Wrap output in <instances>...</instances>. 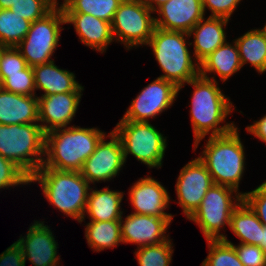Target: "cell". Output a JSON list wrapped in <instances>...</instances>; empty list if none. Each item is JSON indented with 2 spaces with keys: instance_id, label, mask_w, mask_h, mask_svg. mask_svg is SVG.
Listing matches in <instances>:
<instances>
[{
  "instance_id": "29",
  "label": "cell",
  "mask_w": 266,
  "mask_h": 266,
  "mask_svg": "<svg viewBox=\"0 0 266 266\" xmlns=\"http://www.w3.org/2000/svg\"><path fill=\"white\" fill-rule=\"evenodd\" d=\"M31 23L11 9H0V42L5 47H16L26 36Z\"/></svg>"
},
{
  "instance_id": "30",
  "label": "cell",
  "mask_w": 266,
  "mask_h": 266,
  "mask_svg": "<svg viewBox=\"0 0 266 266\" xmlns=\"http://www.w3.org/2000/svg\"><path fill=\"white\" fill-rule=\"evenodd\" d=\"M172 239L157 245L137 248L134 252L139 266H170L173 254Z\"/></svg>"
},
{
  "instance_id": "10",
  "label": "cell",
  "mask_w": 266,
  "mask_h": 266,
  "mask_svg": "<svg viewBox=\"0 0 266 266\" xmlns=\"http://www.w3.org/2000/svg\"><path fill=\"white\" fill-rule=\"evenodd\" d=\"M144 3L121 2L111 23L114 41L127 50L146 45L155 29V17Z\"/></svg>"
},
{
  "instance_id": "37",
  "label": "cell",
  "mask_w": 266,
  "mask_h": 266,
  "mask_svg": "<svg viewBox=\"0 0 266 266\" xmlns=\"http://www.w3.org/2000/svg\"><path fill=\"white\" fill-rule=\"evenodd\" d=\"M225 242L234 246L240 261L244 266H266V252H264L259 246L240 243L234 245L227 238Z\"/></svg>"
},
{
  "instance_id": "38",
  "label": "cell",
  "mask_w": 266,
  "mask_h": 266,
  "mask_svg": "<svg viewBox=\"0 0 266 266\" xmlns=\"http://www.w3.org/2000/svg\"><path fill=\"white\" fill-rule=\"evenodd\" d=\"M240 2L241 0H202L204 13L207 8L211 11L210 17H221L228 20Z\"/></svg>"
},
{
  "instance_id": "18",
  "label": "cell",
  "mask_w": 266,
  "mask_h": 266,
  "mask_svg": "<svg viewBox=\"0 0 266 266\" xmlns=\"http://www.w3.org/2000/svg\"><path fill=\"white\" fill-rule=\"evenodd\" d=\"M129 199L135 214L174 217L165 212L170 196L165 187L152 177L141 178L129 189Z\"/></svg>"
},
{
  "instance_id": "36",
  "label": "cell",
  "mask_w": 266,
  "mask_h": 266,
  "mask_svg": "<svg viewBox=\"0 0 266 266\" xmlns=\"http://www.w3.org/2000/svg\"><path fill=\"white\" fill-rule=\"evenodd\" d=\"M243 201L251 208L266 227V180L250 192H245Z\"/></svg>"
},
{
  "instance_id": "34",
  "label": "cell",
  "mask_w": 266,
  "mask_h": 266,
  "mask_svg": "<svg viewBox=\"0 0 266 266\" xmlns=\"http://www.w3.org/2000/svg\"><path fill=\"white\" fill-rule=\"evenodd\" d=\"M29 183L30 177L20 167L0 155V189Z\"/></svg>"
},
{
  "instance_id": "2",
  "label": "cell",
  "mask_w": 266,
  "mask_h": 266,
  "mask_svg": "<svg viewBox=\"0 0 266 266\" xmlns=\"http://www.w3.org/2000/svg\"><path fill=\"white\" fill-rule=\"evenodd\" d=\"M105 132L97 128L68 126L45 133L44 161L41 168L80 171Z\"/></svg>"
},
{
  "instance_id": "47",
  "label": "cell",
  "mask_w": 266,
  "mask_h": 266,
  "mask_svg": "<svg viewBox=\"0 0 266 266\" xmlns=\"http://www.w3.org/2000/svg\"><path fill=\"white\" fill-rule=\"evenodd\" d=\"M56 5H59V2L57 0H52Z\"/></svg>"
},
{
  "instance_id": "16",
  "label": "cell",
  "mask_w": 266,
  "mask_h": 266,
  "mask_svg": "<svg viewBox=\"0 0 266 266\" xmlns=\"http://www.w3.org/2000/svg\"><path fill=\"white\" fill-rule=\"evenodd\" d=\"M82 95V92H66L39 96L38 118L43 131L67 127L74 119Z\"/></svg>"
},
{
  "instance_id": "21",
  "label": "cell",
  "mask_w": 266,
  "mask_h": 266,
  "mask_svg": "<svg viewBox=\"0 0 266 266\" xmlns=\"http://www.w3.org/2000/svg\"><path fill=\"white\" fill-rule=\"evenodd\" d=\"M39 123L37 95H19L0 89V124Z\"/></svg>"
},
{
  "instance_id": "44",
  "label": "cell",
  "mask_w": 266,
  "mask_h": 266,
  "mask_svg": "<svg viewBox=\"0 0 266 266\" xmlns=\"http://www.w3.org/2000/svg\"><path fill=\"white\" fill-rule=\"evenodd\" d=\"M121 2H138V3H144L145 0H120Z\"/></svg>"
},
{
  "instance_id": "8",
  "label": "cell",
  "mask_w": 266,
  "mask_h": 266,
  "mask_svg": "<svg viewBox=\"0 0 266 266\" xmlns=\"http://www.w3.org/2000/svg\"><path fill=\"white\" fill-rule=\"evenodd\" d=\"M113 130L121 139L125 163L130 154L149 168L162 167L167 138L149 121L120 120Z\"/></svg>"
},
{
  "instance_id": "13",
  "label": "cell",
  "mask_w": 266,
  "mask_h": 266,
  "mask_svg": "<svg viewBox=\"0 0 266 266\" xmlns=\"http://www.w3.org/2000/svg\"><path fill=\"white\" fill-rule=\"evenodd\" d=\"M214 184L205 164L197 157L180 170L176 182L178 204L187 219L200 206L202 199Z\"/></svg>"
},
{
  "instance_id": "5",
  "label": "cell",
  "mask_w": 266,
  "mask_h": 266,
  "mask_svg": "<svg viewBox=\"0 0 266 266\" xmlns=\"http://www.w3.org/2000/svg\"><path fill=\"white\" fill-rule=\"evenodd\" d=\"M201 153L198 158L205 164L214 184L238 192L246 159L238 127L223 135L209 136Z\"/></svg>"
},
{
  "instance_id": "7",
  "label": "cell",
  "mask_w": 266,
  "mask_h": 266,
  "mask_svg": "<svg viewBox=\"0 0 266 266\" xmlns=\"http://www.w3.org/2000/svg\"><path fill=\"white\" fill-rule=\"evenodd\" d=\"M243 195L233 188L213 184L188 219L199 226L206 241L224 240L227 235L220 231L226 225L230 227L232 212L243 201Z\"/></svg>"
},
{
  "instance_id": "1",
  "label": "cell",
  "mask_w": 266,
  "mask_h": 266,
  "mask_svg": "<svg viewBox=\"0 0 266 266\" xmlns=\"http://www.w3.org/2000/svg\"><path fill=\"white\" fill-rule=\"evenodd\" d=\"M187 84L194 87L190 114L194 134L193 145L196 150L207 134L223 135L236 127L233 122L219 126L233 111L234 105L230 98L223 94L214 76L205 78L198 75Z\"/></svg>"
},
{
  "instance_id": "45",
  "label": "cell",
  "mask_w": 266,
  "mask_h": 266,
  "mask_svg": "<svg viewBox=\"0 0 266 266\" xmlns=\"http://www.w3.org/2000/svg\"><path fill=\"white\" fill-rule=\"evenodd\" d=\"M5 49V46L0 42V55H1V52Z\"/></svg>"
},
{
  "instance_id": "42",
  "label": "cell",
  "mask_w": 266,
  "mask_h": 266,
  "mask_svg": "<svg viewBox=\"0 0 266 266\" xmlns=\"http://www.w3.org/2000/svg\"><path fill=\"white\" fill-rule=\"evenodd\" d=\"M259 247L266 252V227H262V236H261V243Z\"/></svg>"
},
{
  "instance_id": "24",
  "label": "cell",
  "mask_w": 266,
  "mask_h": 266,
  "mask_svg": "<svg viewBox=\"0 0 266 266\" xmlns=\"http://www.w3.org/2000/svg\"><path fill=\"white\" fill-rule=\"evenodd\" d=\"M199 64L202 77L208 78V72L209 74L216 73L223 82L227 81L242 68L235 40L233 44L226 41Z\"/></svg>"
},
{
  "instance_id": "41",
  "label": "cell",
  "mask_w": 266,
  "mask_h": 266,
  "mask_svg": "<svg viewBox=\"0 0 266 266\" xmlns=\"http://www.w3.org/2000/svg\"><path fill=\"white\" fill-rule=\"evenodd\" d=\"M168 0H145L144 4L153 12H155L160 6L165 4Z\"/></svg>"
},
{
  "instance_id": "28",
  "label": "cell",
  "mask_w": 266,
  "mask_h": 266,
  "mask_svg": "<svg viewBox=\"0 0 266 266\" xmlns=\"http://www.w3.org/2000/svg\"><path fill=\"white\" fill-rule=\"evenodd\" d=\"M120 0H64L59 4L64 13L90 14L112 23Z\"/></svg>"
},
{
  "instance_id": "15",
  "label": "cell",
  "mask_w": 266,
  "mask_h": 266,
  "mask_svg": "<svg viewBox=\"0 0 266 266\" xmlns=\"http://www.w3.org/2000/svg\"><path fill=\"white\" fill-rule=\"evenodd\" d=\"M45 221L34 220L25 236L16 241L23 251V257L33 266H60L57 255L58 242Z\"/></svg>"
},
{
  "instance_id": "3",
  "label": "cell",
  "mask_w": 266,
  "mask_h": 266,
  "mask_svg": "<svg viewBox=\"0 0 266 266\" xmlns=\"http://www.w3.org/2000/svg\"><path fill=\"white\" fill-rule=\"evenodd\" d=\"M39 182L49 204L81 224L85 220L90 183L80 171L40 168L30 177Z\"/></svg>"
},
{
  "instance_id": "33",
  "label": "cell",
  "mask_w": 266,
  "mask_h": 266,
  "mask_svg": "<svg viewBox=\"0 0 266 266\" xmlns=\"http://www.w3.org/2000/svg\"><path fill=\"white\" fill-rule=\"evenodd\" d=\"M2 88L19 95H36L34 74L31 66H27L20 73L8 74L3 80Z\"/></svg>"
},
{
  "instance_id": "12",
  "label": "cell",
  "mask_w": 266,
  "mask_h": 266,
  "mask_svg": "<svg viewBox=\"0 0 266 266\" xmlns=\"http://www.w3.org/2000/svg\"><path fill=\"white\" fill-rule=\"evenodd\" d=\"M111 138L106 141L105 138ZM125 164L123 146L120 137L112 130L98 142L95 151L85 160L81 175L90 183L109 181L119 175Z\"/></svg>"
},
{
  "instance_id": "19",
  "label": "cell",
  "mask_w": 266,
  "mask_h": 266,
  "mask_svg": "<svg viewBox=\"0 0 266 266\" xmlns=\"http://www.w3.org/2000/svg\"><path fill=\"white\" fill-rule=\"evenodd\" d=\"M65 24H73L80 41L100 53L114 42L111 23L90 14L64 13Z\"/></svg>"
},
{
  "instance_id": "6",
  "label": "cell",
  "mask_w": 266,
  "mask_h": 266,
  "mask_svg": "<svg viewBox=\"0 0 266 266\" xmlns=\"http://www.w3.org/2000/svg\"><path fill=\"white\" fill-rule=\"evenodd\" d=\"M44 152L45 132L39 123L0 124V155L14 162L29 177L43 165Z\"/></svg>"
},
{
  "instance_id": "23",
  "label": "cell",
  "mask_w": 266,
  "mask_h": 266,
  "mask_svg": "<svg viewBox=\"0 0 266 266\" xmlns=\"http://www.w3.org/2000/svg\"><path fill=\"white\" fill-rule=\"evenodd\" d=\"M123 196L124 192L110 190L109 187L100 190L91 187L85 213L91 221L120 220L123 218L121 208Z\"/></svg>"
},
{
  "instance_id": "46",
  "label": "cell",
  "mask_w": 266,
  "mask_h": 266,
  "mask_svg": "<svg viewBox=\"0 0 266 266\" xmlns=\"http://www.w3.org/2000/svg\"><path fill=\"white\" fill-rule=\"evenodd\" d=\"M2 84H3V80H2V77H1V73H0V89L2 88Z\"/></svg>"
},
{
  "instance_id": "31",
  "label": "cell",
  "mask_w": 266,
  "mask_h": 266,
  "mask_svg": "<svg viewBox=\"0 0 266 266\" xmlns=\"http://www.w3.org/2000/svg\"><path fill=\"white\" fill-rule=\"evenodd\" d=\"M209 254L201 266H244L234 246L224 240H207Z\"/></svg>"
},
{
  "instance_id": "27",
  "label": "cell",
  "mask_w": 266,
  "mask_h": 266,
  "mask_svg": "<svg viewBox=\"0 0 266 266\" xmlns=\"http://www.w3.org/2000/svg\"><path fill=\"white\" fill-rule=\"evenodd\" d=\"M85 226V237L88 246L96 252L108 248L113 249L123 243L120 220L90 221Z\"/></svg>"
},
{
  "instance_id": "32",
  "label": "cell",
  "mask_w": 266,
  "mask_h": 266,
  "mask_svg": "<svg viewBox=\"0 0 266 266\" xmlns=\"http://www.w3.org/2000/svg\"><path fill=\"white\" fill-rule=\"evenodd\" d=\"M55 6L52 0H16L10 9L24 19L34 22L48 14Z\"/></svg>"
},
{
  "instance_id": "25",
  "label": "cell",
  "mask_w": 266,
  "mask_h": 266,
  "mask_svg": "<svg viewBox=\"0 0 266 266\" xmlns=\"http://www.w3.org/2000/svg\"><path fill=\"white\" fill-rule=\"evenodd\" d=\"M242 67L249 64L260 74L266 71V28L251 29L235 39Z\"/></svg>"
},
{
  "instance_id": "11",
  "label": "cell",
  "mask_w": 266,
  "mask_h": 266,
  "mask_svg": "<svg viewBox=\"0 0 266 266\" xmlns=\"http://www.w3.org/2000/svg\"><path fill=\"white\" fill-rule=\"evenodd\" d=\"M178 93L173 82L157 77L132 100L121 120L148 122L170 108Z\"/></svg>"
},
{
  "instance_id": "40",
  "label": "cell",
  "mask_w": 266,
  "mask_h": 266,
  "mask_svg": "<svg viewBox=\"0 0 266 266\" xmlns=\"http://www.w3.org/2000/svg\"><path fill=\"white\" fill-rule=\"evenodd\" d=\"M246 130L248 133L257 137L260 141L266 143V115L258 121H254L252 125L247 126Z\"/></svg>"
},
{
  "instance_id": "4",
  "label": "cell",
  "mask_w": 266,
  "mask_h": 266,
  "mask_svg": "<svg viewBox=\"0 0 266 266\" xmlns=\"http://www.w3.org/2000/svg\"><path fill=\"white\" fill-rule=\"evenodd\" d=\"M184 32L166 31L155 27L146 44L151 47L162 72L161 78L173 82L179 91L184 85L200 75V64L192 59ZM188 42V43H187ZM195 60L196 63L193 62Z\"/></svg>"
},
{
  "instance_id": "26",
  "label": "cell",
  "mask_w": 266,
  "mask_h": 266,
  "mask_svg": "<svg viewBox=\"0 0 266 266\" xmlns=\"http://www.w3.org/2000/svg\"><path fill=\"white\" fill-rule=\"evenodd\" d=\"M262 227L264 225L244 201L232 212L229 228L240 239V243L259 246Z\"/></svg>"
},
{
  "instance_id": "14",
  "label": "cell",
  "mask_w": 266,
  "mask_h": 266,
  "mask_svg": "<svg viewBox=\"0 0 266 266\" xmlns=\"http://www.w3.org/2000/svg\"><path fill=\"white\" fill-rule=\"evenodd\" d=\"M174 217H156L131 213L125 221L121 218V238L123 244L133 243L138 247L157 245L169 239L166 230Z\"/></svg>"
},
{
  "instance_id": "17",
  "label": "cell",
  "mask_w": 266,
  "mask_h": 266,
  "mask_svg": "<svg viewBox=\"0 0 266 266\" xmlns=\"http://www.w3.org/2000/svg\"><path fill=\"white\" fill-rule=\"evenodd\" d=\"M155 12V27L187 34L205 16L202 0H168Z\"/></svg>"
},
{
  "instance_id": "43",
  "label": "cell",
  "mask_w": 266,
  "mask_h": 266,
  "mask_svg": "<svg viewBox=\"0 0 266 266\" xmlns=\"http://www.w3.org/2000/svg\"><path fill=\"white\" fill-rule=\"evenodd\" d=\"M16 0H0V9H10Z\"/></svg>"
},
{
  "instance_id": "9",
  "label": "cell",
  "mask_w": 266,
  "mask_h": 266,
  "mask_svg": "<svg viewBox=\"0 0 266 266\" xmlns=\"http://www.w3.org/2000/svg\"><path fill=\"white\" fill-rule=\"evenodd\" d=\"M65 15L61 6L56 5L48 14L31 23L24 39L16 46L28 66L52 61L51 57L59 45L61 25Z\"/></svg>"
},
{
  "instance_id": "20",
  "label": "cell",
  "mask_w": 266,
  "mask_h": 266,
  "mask_svg": "<svg viewBox=\"0 0 266 266\" xmlns=\"http://www.w3.org/2000/svg\"><path fill=\"white\" fill-rule=\"evenodd\" d=\"M228 22L221 17H204L189 31L188 35L194 37L190 46L194 45L193 56L198 63L227 41L224 27Z\"/></svg>"
},
{
  "instance_id": "39",
  "label": "cell",
  "mask_w": 266,
  "mask_h": 266,
  "mask_svg": "<svg viewBox=\"0 0 266 266\" xmlns=\"http://www.w3.org/2000/svg\"><path fill=\"white\" fill-rule=\"evenodd\" d=\"M0 266H25L23 251L16 241L0 254Z\"/></svg>"
},
{
  "instance_id": "35",
  "label": "cell",
  "mask_w": 266,
  "mask_h": 266,
  "mask_svg": "<svg viewBox=\"0 0 266 266\" xmlns=\"http://www.w3.org/2000/svg\"><path fill=\"white\" fill-rule=\"evenodd\" d=\"M26 60L22 57L21 52L16 47H5L0 55V73L2 80L8 74L20 73L27 67Z\"/></svg>"
},
{
  "instance_id": "22",
  "label": "cell",
  "mask_w": 266,
  "mask_h": 266,
  "mask_svg": "<svg viewBox=\"0 0 266 266\" xmlns=\"http://www.w3.org/2000/svg\"><path fill=\"white\" fill-rule=\"evenodd\" d=\"M36 90H42L48 96L66 92H82L84 87L75 80L73 72L61 69L54 60L32 67Z\"/></svg>"
}]
</instances>
